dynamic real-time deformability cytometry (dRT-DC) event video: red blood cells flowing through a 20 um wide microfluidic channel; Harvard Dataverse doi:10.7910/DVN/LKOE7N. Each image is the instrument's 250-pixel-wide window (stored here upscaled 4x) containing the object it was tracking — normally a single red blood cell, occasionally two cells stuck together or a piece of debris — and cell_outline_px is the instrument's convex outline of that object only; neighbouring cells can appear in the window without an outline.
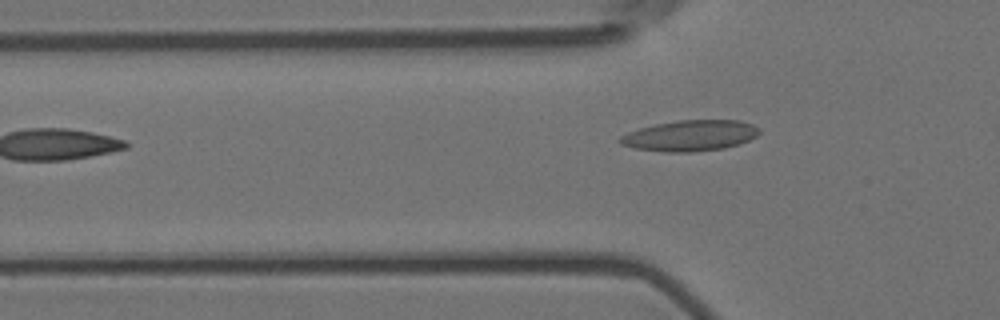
{"species": "Egyptian fruit bat (a non-hibernating species)", "species_latin": "Rousettus aegyptiacus", "temperature_condition": "room temperature", "stored_images_in_passage": 5, "camera_frame_rate_fps": 3000, "um_per_image_px": 0.085, "animal": {"sex": "female"}, "frame": {"image": 1, "passage_image": 5, "time_ms": 1.333, "image_size_px": [1000, 320], "cell_outline_px": [[760, 132], [756, 136], [740, 144], [724, 148], [692, 152], [664, 152], [636, 148], [620, 144], [616, 140], [620, 136], [628, 132], [640, 128], [656, 124], [680, 120], [740, 120], [752, 124], [760, 128]], "centroid_in_image_um": [58.66, 11.53], "position_along_channel_um": 67.1, "area_um2": 25.09}}